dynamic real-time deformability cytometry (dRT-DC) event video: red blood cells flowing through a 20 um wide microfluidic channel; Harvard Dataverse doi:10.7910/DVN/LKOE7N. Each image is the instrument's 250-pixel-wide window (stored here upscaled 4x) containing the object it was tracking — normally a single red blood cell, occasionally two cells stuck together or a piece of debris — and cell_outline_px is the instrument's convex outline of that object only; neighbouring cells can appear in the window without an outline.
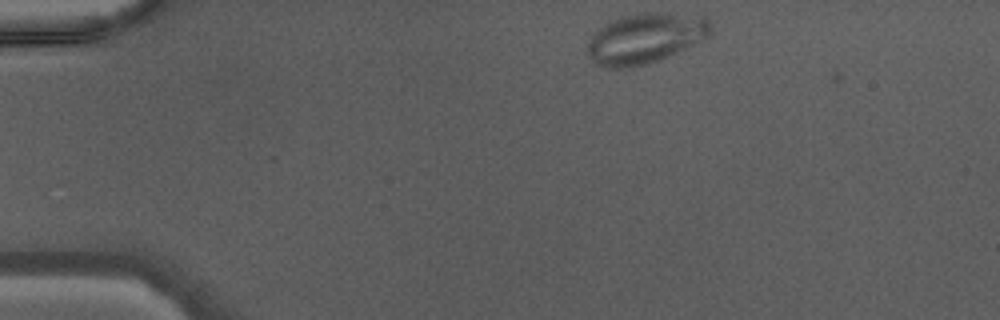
{"species": "Egyptian fruit bat (a non-hibernating species)", "species_latin": "Rousettus aegyptiacus", "temperature_condition": "warm", "stored_images_in_passage": 38, "segment_of_instrument_passage": [1, 2], "camera_frame_rate_fps": 3000, "um_per_image_px": 0.085, "animal": {"sex": "male"}, "frame": {"image": 1, "passage_image": 1, "time_ms": 0.0, "image_size_px": [1000, 320], "cell_outline_px": [[712, 32], [708, 36], [660, 60], [648, 64], [620, 68], [608, 68], [596, 64], [588, 56], [588, 40], [604, 24], [612, 20], [624, 16], [656, 12], [704, 16], [712, 24]], "centroid_in_image_um": [54.85, 3.26], "position_along_channel_um": 30.1, "area_um2": 35.66}}